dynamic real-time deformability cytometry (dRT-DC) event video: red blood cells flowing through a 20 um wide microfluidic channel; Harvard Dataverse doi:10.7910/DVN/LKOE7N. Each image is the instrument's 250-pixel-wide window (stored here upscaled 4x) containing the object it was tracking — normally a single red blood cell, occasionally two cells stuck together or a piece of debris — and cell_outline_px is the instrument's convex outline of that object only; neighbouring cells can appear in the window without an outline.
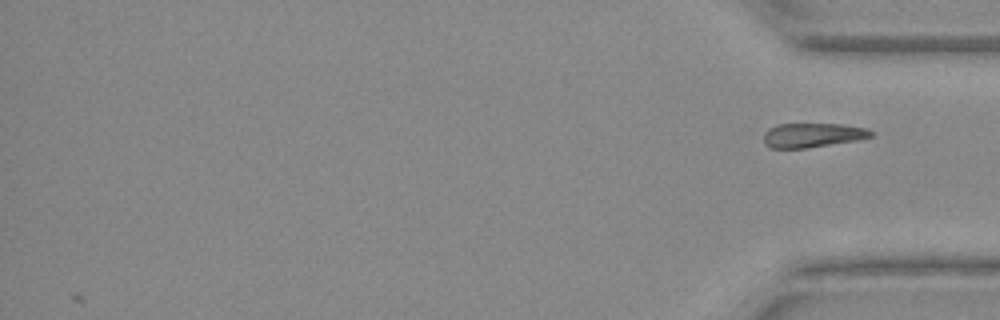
{"species": "Egyptian fruit bat (a non-hibernating species)", "species_latin": "Rousettus aegyptiacus", "temperature_condition": "warm", "stored_images_in_passage": 41, "segment_of_instrument_passage": [2, 2], "camera_frame_rate_fps": 3000, "um_per_image_px": 0.085, "animal": {"sex": "female"}, "frame": {"image": 1, "passage_image": 41, "time_ms": 13.333, "image_size_px": [1000, 320], "cell_outline_px": [[876, 132], [872, 136], [856, 140], [808, 148], [772, 148], [764, 144], [764, 132], [768, 128], [776, 124], [840, 124], [868, 128]], "centroid_in_image_um": [69.07, 11.48], "position_along_channel_um": 366.1, "area_um2": 15.32}}